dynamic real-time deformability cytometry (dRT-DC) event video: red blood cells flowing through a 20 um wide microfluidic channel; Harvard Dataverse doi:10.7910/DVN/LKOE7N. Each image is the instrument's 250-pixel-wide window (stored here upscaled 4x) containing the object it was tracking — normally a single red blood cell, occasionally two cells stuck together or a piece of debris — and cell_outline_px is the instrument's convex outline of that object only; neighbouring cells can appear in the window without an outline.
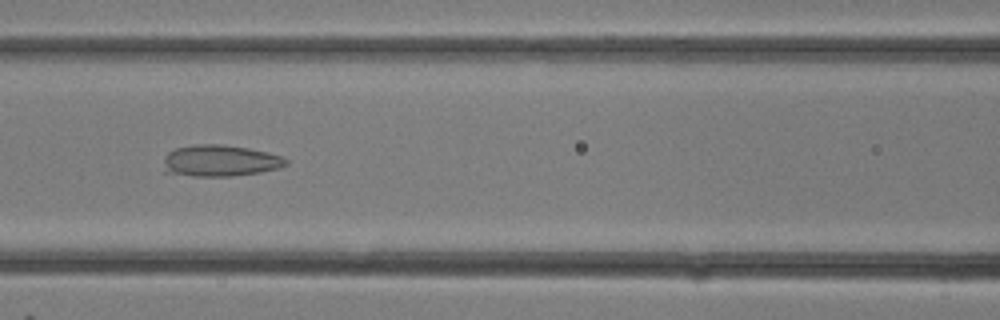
{"species": "common noctule bat (a hibernating species)", "species_latin": "Nyctalus noctula", "temperature_condition": "room temperature", "stored_images_in_passage": 31, "camera_frame_rate_fps": 3000, "um_per_image_px": 0.085, "animal": {"sex": "female"}, "frame": {"image": 1, "passage_image": 14, "time_ms": 4.333, "image_size_px": [1000, 320], "cell_outline_px": [[288, 164], [280, 168], [260, 172], [232, 176], [192, 176], [164, 172], [164, 156], [168, 152], [176, 148], [192, 144], [220, 144], [248, 148], [268, 152], [284, 156], [288, 160]], "centroid_in_image_um": [18.72, 13.66], "position_along_channel_um": 147.9, "area_um2": 22.72}}
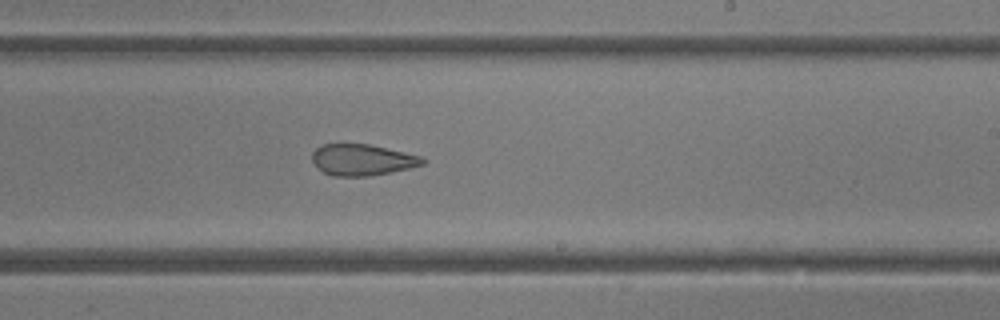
{"frame": {"image": 2, "passage_image": 19, "time_ms": 6.0, "image_size_px": [1000, 320], "cell_outline_px": [[428, 160], [424, 164], [408, 168], [368, 176], [332, 176], [324, 172], [312, 160], [312, 152], [320, 144], [368, 144], [404, 152], [420, 156]], "centroid_in_image_um": [30.78, 13.58], "position_along_channel_um": 258.2, "area_um2": 19.88}}
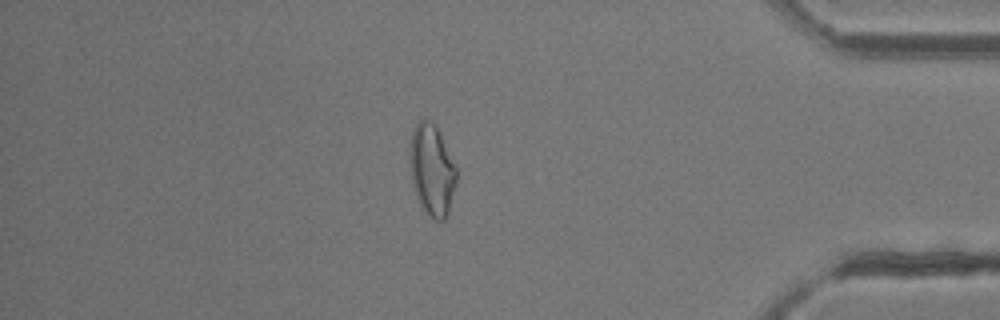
{"frame": {"image": 3, "passage_image": 27, "time_ms": 8.667, "image_size_px": [1000, 320], "cell_outline_px": [[456, 184], [448, 212], [444, 220], [436, 220], [428, 216], [420, 204], [416, 196], [412, 184], [412, 132], [416, 124], [420, 120], [428, 120], [436, 124], [440, 132], [456, 168]], "centroid_in_image_um": [36.74, 14.47], "position_along_channel_um": 398.5, "area_um2": 24.16}}